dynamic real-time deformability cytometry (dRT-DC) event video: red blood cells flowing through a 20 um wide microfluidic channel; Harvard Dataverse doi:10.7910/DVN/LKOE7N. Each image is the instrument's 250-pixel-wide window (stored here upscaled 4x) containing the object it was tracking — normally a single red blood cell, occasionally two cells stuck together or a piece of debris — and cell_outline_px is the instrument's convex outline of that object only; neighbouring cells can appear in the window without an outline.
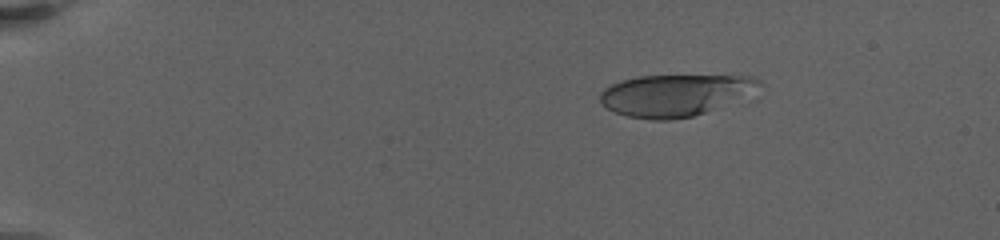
{"species": "human", "species_latin": "Homo sapiens", "temperature_condition": "warm", "stored_images_in_passage": 12, "camera_frame_rate_fps": 3000, "um_per_image_px": 0.085, "donor": {"sex": "female"}, "frame": {"image": 1, "passage_image": 5, "time_ms": 3.333, "image_size_px": [1000, 240], "cell_outline_px": [[764, 84], [704, 112], [692, 116], [668, 120], [652, 120], [628, 116], [616, 112], [608, 108], [600, 100], [600, 92], [604, 88], [612, 84], [624, 80], [640, 76], [748, 76], [760, 80]], "centroid_in_image_um": [57.26, 8.08], "position_along_channel_um": 27.7, "area_um2": 37.28}}
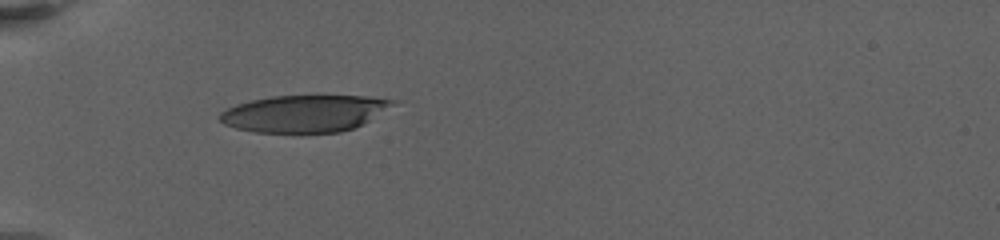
{"frame": {"image": 2, "passage_image": 10, "time_ms": 7.0, "image_size_px": [1000, 240], "cell_outline_px": [[392, 104], [368, 120], [352, 128], [340, 132], [256, 132], [236, 128], [224, 124], [220, 120], [220, 112], [236, 104], [252, 100], [272, 96], [316, 92], [364, 96], [392, 100]], "centroid_in_image_um": [25.81, 9.59], "position_along_channel_um": 59.2, "area_um2": 37.63}}
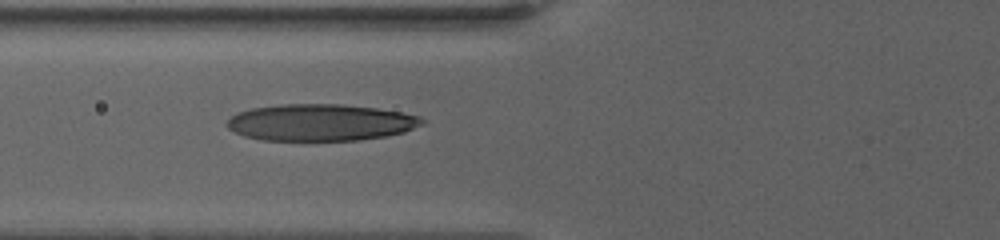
{"frame": {"image": 3, "passage_image": 12, "time_ms": 8.667, "image_size_px": [1000, 240], "cell_outline_px": [[424, 124], [404, 132], [388, 136], [360, 140], [312, 144], [260, 140], [244, 136], [228, 128], [224, 124], [236, 112], [252, 108], [280, 104], [340, 104], [376, 108], [400, 112], [420, 116], [424, 120]], "centroid_in_image_um": [27.21, 10.46], "position_along_channel_um": 98.6, "area_um2": 43.35}}